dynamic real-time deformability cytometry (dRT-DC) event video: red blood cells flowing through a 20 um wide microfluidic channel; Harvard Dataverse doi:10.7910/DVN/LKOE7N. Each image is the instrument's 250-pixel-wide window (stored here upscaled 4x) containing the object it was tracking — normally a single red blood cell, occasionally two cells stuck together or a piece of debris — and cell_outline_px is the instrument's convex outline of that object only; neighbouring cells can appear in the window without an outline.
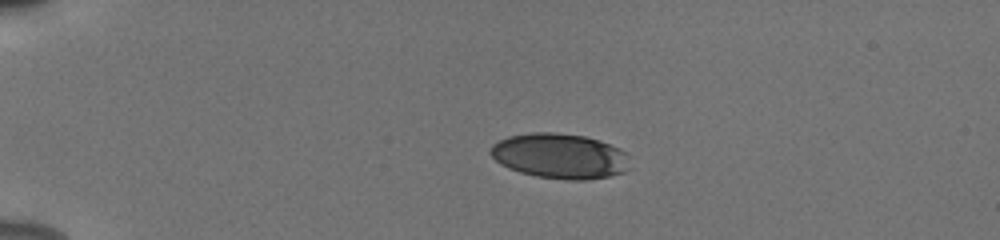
{"species": "human", "species_latin": "Homo sapiens", "temperature_condition": "cold", "stored_images_in_passage": 42, "camera_frame_rate_fps": 3000, "um_per_image_px": 0.085, "donor": {"sex": "male"}, "frame": {"image": 1, "passage_image": 1, "time_ms": 0.0, "image_size_px": [1000, 240], "cell_outline_px": [[632, 168], [624, 172], [608, 176], [584, 180], [572, 180], [536, 176], [520, 172], [508, 168], [500, 164], [488, 152], [492, 144], [508, 136], [532, 132], [556, 132], [584, 136], [600, 140], [620, 148], [624, 152]], "centroid_in_image_um": [47.58, 13.25], "position_along_channel_um": 37.4, "area_um2": 36.82}}
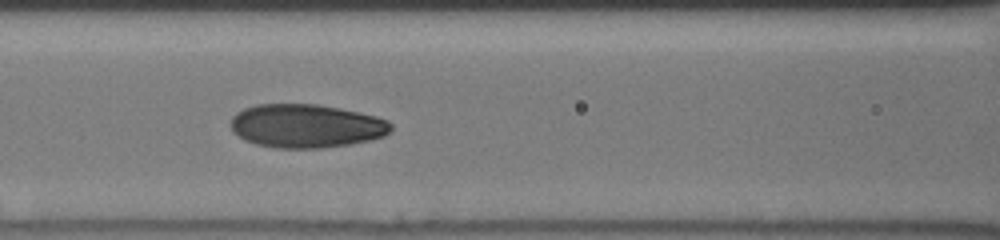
{"frame": {"image": 2, "passage_image": 14, "time_ms": 4.333, "image_size_px": [1000, 240], "cell_outline_px": [[392, 132], [384, 136], [372, 140], [348, 144], [320, 148], [276, 148], [256, 144], [244, 140], [232, 132], [232, 116], [236, 112], [244, 108], [256, 104], [316, 104], [340, 108], [360, 112], [376, 116], [388, 120], [392, 124]], "centroid_in_image_um": [26.04, 10.7], "position_along_channel_um": 140.6, "area_um2": 40.98}}
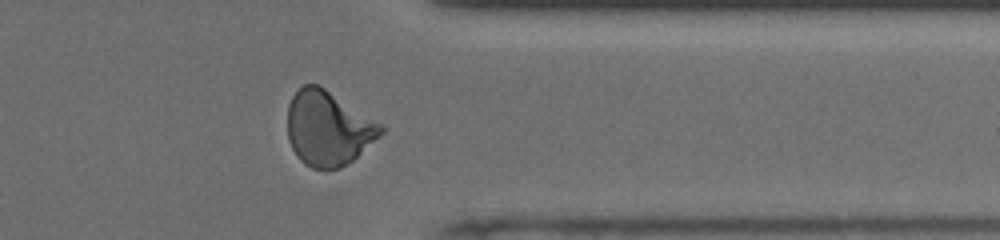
{"frame": {"image": 3, "passage_image": 33, "time_ms": 10.667, "image_size_px": [1000, 240], "cell_outline_px": [[384, 132], [380, 136], [352, 160], [340, 168], [312, 168], [304, 164], [296, 156], [288, 140], [288, 104], [292, 96], [304, 84], [320, 84], [384, 124]], "centroid_in_image_um": [27.91, 10.87], "position_along_channel_um": 383.5, "area_um2": 40.92}, "authors_computed_cell_mechanics": {"area_um2": 39.5063, "velocity_mm_per_s": 3.883, "shape_relaxation_time_tau1_ms": 4.2553, "shape_relaxation_time_tau2_ms": 1.1376, "deformation_change_tau1": 0.1631, "deformation_change_tau2": 0.0641}}